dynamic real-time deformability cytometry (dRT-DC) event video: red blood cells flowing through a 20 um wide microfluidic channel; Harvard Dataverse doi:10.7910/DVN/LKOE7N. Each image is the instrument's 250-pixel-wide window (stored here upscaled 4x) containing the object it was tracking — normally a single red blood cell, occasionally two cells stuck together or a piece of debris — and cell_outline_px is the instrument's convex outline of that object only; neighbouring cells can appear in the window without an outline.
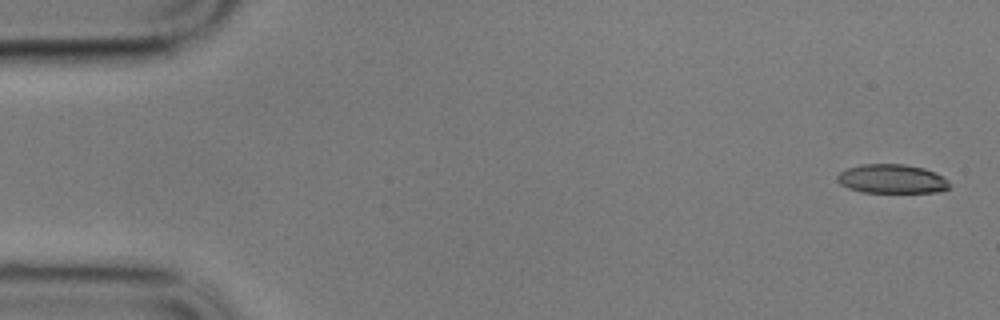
{"species": "common noctule bat (a hibernating species)", "species_latin": "Nyctalus noctula", "temperature_condition": "cold", "stored_images_in_passage": 15, "camera_frame_rate_fps": 3000, "um_per_image_px": 0.085, "animal": {"sex": "male", "body_mass_g": 17.9}, "frame": {"image": 1, "passage_image": 1, "time_ms": 0.0, "image_size_px": [1000, 320], "cell_outline_px": [[948, 188], [936, 192], [860, 192], [848, 188], [840, 184], [836, 180], [836, 176], [840, 172], [848, 168], [860, 164], [904, 164], [924, 168], [936, 172], [948, 180]], "centroid_in_image_um": [75.77, 15.2], "position_along_channel_um": 9.2, "area_um2": 19.02}}
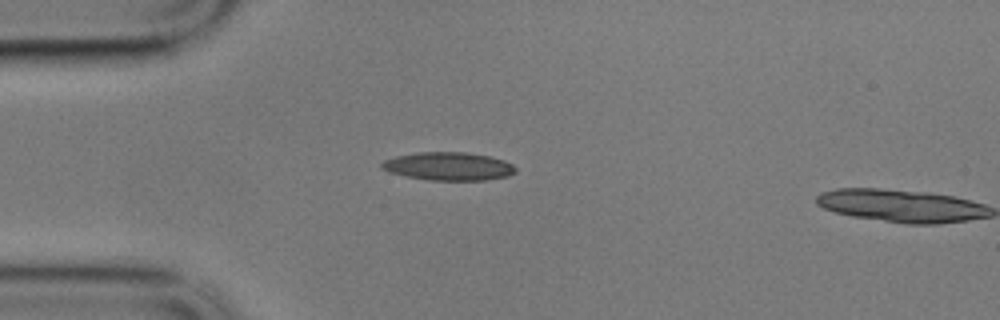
{"frame": {"image": 2, "passage_image": 14, "time_ms": 4.333, "image_size_px": [1000, 320], "cell_outline_px": [[516, 172], [508, 176], [484, 180], [428, 180], [388, 172], [380, 168], [380, 164], [384, 160], [396, 156], [416, 152], [464, 152], [488, 156], [504, 160], [512, 164], [516, 168]], "centroid_in_image_um": [38.11, 14.13], "position_along_channel_um": 46.9, "area_um2": 21.96}}